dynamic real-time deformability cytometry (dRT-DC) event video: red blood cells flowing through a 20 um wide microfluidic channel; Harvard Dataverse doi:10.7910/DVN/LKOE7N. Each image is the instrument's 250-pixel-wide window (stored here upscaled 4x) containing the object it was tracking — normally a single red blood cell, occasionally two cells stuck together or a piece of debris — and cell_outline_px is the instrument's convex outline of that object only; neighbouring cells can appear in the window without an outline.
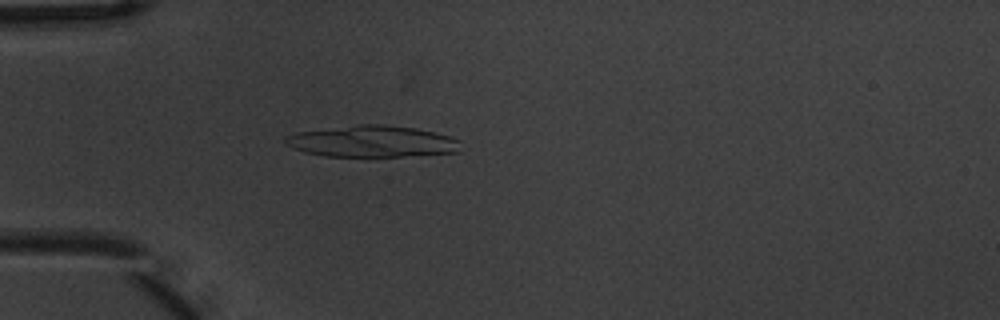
{"species": "common noctule bat (a hibernating species)", "species_latin": "Nyctalus noctula", "temperature_condition": "warm", "stored_images_in_passage": 4, "camera_frame_rate_fps": 3000, "um_per_image_px": 0.085, "animal": {"sex": "male", "body_mass_g": 20.1, "forearm_length_mm": 53.5}, "frame": {"image": 1, "passage_image": 4, "time_ms": 1.0, "image_size_px": [1000, 320], "cell_outline_px": [[460, 152], [400, 156], [324, 156], [304, 152], [288, 144], [284, 140], [284, 136], [296, 132], [360, 124], [384, 124], [416, 128], [448, 136], [460, 140]], "centroid_in_image_um": [31.64, 12.01], "position_along_channel_um": 53.4, "area_um2": 31.96}}